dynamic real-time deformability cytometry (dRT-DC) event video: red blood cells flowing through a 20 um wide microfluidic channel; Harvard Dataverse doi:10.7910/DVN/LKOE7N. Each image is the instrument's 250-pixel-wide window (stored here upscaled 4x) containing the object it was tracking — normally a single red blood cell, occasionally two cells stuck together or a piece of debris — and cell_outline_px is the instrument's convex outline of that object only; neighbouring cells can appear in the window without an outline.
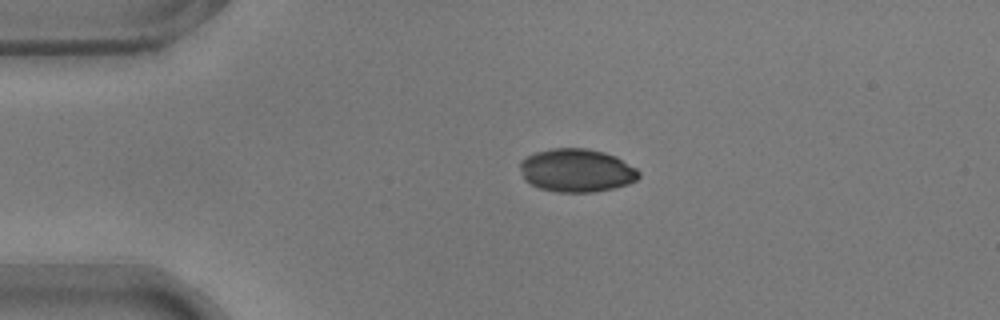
{"species": "common noctule bat (a hibernating species)", "species_latin": "Nyctalus noctula", "temperature_condition": "warm", "stored_images_in_passage": 43, "camera_frame_rate_fps": 3000, "um_per_image_px": 0.085, "animal": {"sex": "male", "body_mass_g": 17.9}, "frame": {"image": 1, "passage_image": 1, "time_ms": 0.0, "image_size_px": [1000, 320], "cell_outline_px": [[640, 176], [636, 180], [628, 184], [596, 192], [556, 192], [540, 188], [524, 180], [520, 168], [520, 160], [536, 152], [552, 148], [588, 148], [604, 152], [616, 156], [636, 168], [640, 172]], "centroid_in_image_um": [49.02, 14.48], "position_along_channel_um": 36.0, "area_um2": 30.0}}
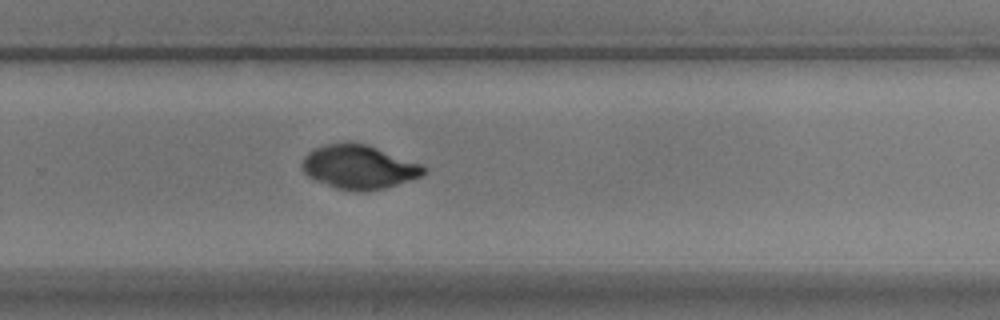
{"frame": {"image": 2, "passage_image": 25, "time_ms": 8.0, "image_size_px": [1000, 320], "cell_outline_px": [[428, 168], [420, 176], [384, 188], [364, 192], [356, 192], [336, 188], [316, 180], [308, 176], [304, 172], [300, 164], [304, 156], [308, 152], [316, 148], [328, 144], [348, 140], [368, 144], [420, 164]], "centroid_in_image_um": [30.47, 14.17], "position_along_channel_um": 299.3, "area_um2": 31.15}}
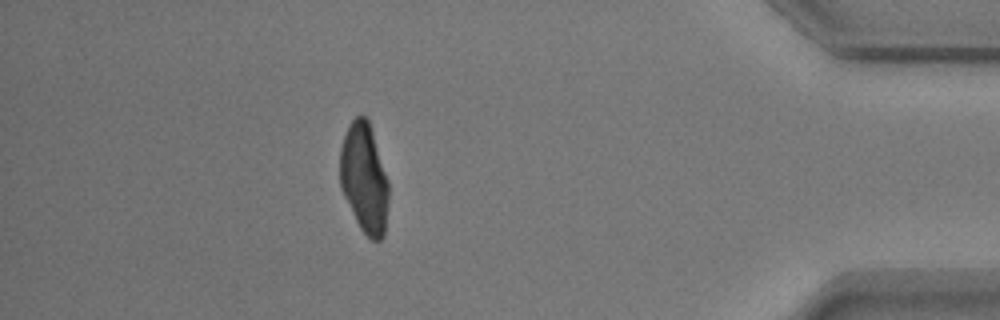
{"frame": {"image": 3, "passage_image": 37, "time_ms": 12.0, "image_size_px": [1000, 320], "cell_outline_px": [[388, 200], [384, 236], [380, 240], [372, 240], [360, 228], [340, 188], [340, 148], [348, 124], [356, 116], [364, 116], [368, 120], [388, 180]], "centroid_in_image_um": [30.95, 15.15], "position_along_channel_um": 404.3, "area_um2": 30.81}}